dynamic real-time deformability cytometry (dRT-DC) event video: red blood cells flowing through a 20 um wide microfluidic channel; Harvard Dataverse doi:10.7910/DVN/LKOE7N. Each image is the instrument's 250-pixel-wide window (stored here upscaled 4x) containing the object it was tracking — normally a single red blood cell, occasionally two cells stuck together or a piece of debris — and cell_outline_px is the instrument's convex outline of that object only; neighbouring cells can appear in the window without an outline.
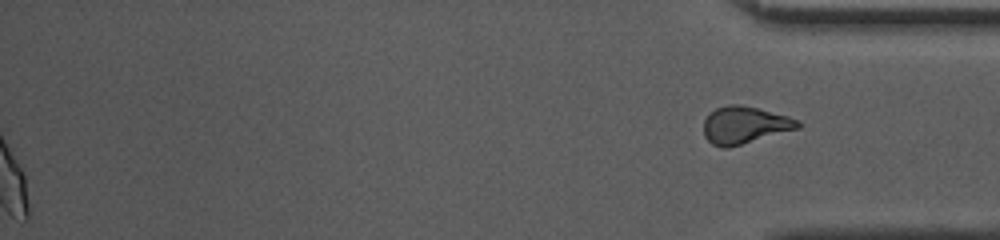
{"species": "common noctule bat (a hibernating species)", "species_latin": "Nyctalus noctula", "temperature_condition": "warm", "stored_images_in_passage": 38, "segment_of_instrument_passage": [2, 2], "camera_frame_rate_fps": 3000, "um_per_image_px": 0.085, "animal": {"sex": "female", "body_mass_g": 10.0, "forearm_length_mm": 53.1}, "frame": {"image": 1, "passage_image": 38, "time_ms": 12.333, "image_size_px": [1000, 240], "cell_outline_px": [[800, 128], [728, 148], [720, 148], [712, 144], [704, 136], [704, 120], [708, 112], [716, 108], [728, 104], [740, 104], [788, 116], [800, 120]], "centroid_in_image_um": [63.27, 10.63], "position_along_channel_um": 371.9, "area_um2": 20.58}}